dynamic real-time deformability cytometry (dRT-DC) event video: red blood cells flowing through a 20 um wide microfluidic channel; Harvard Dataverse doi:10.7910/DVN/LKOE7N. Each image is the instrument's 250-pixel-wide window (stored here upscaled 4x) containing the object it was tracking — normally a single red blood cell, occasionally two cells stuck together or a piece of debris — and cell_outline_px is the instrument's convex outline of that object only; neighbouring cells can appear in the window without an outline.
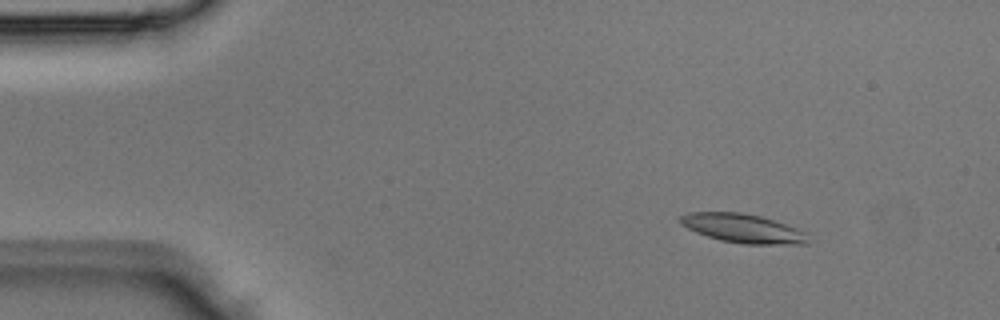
{"species": "Egyptian fruit bat (a non-hibernating species)", "species_latin": "Rousettus aegyptiacus", "temperature_condition": "room temperature", "stored_images_in_passage": 3, "camera_frame_rate_fps": 3000, "um_per_image_px": 0.085, "animal": {"sex": "male"}, "frame": {"image": 1, "passage_image": 1, "time_ms": 0.0, "image_size_px": [1000, 320], "cell_outline_px": [[808, 244], [744, 244], [720, 240], [696, 232], [680, 224], [680, 216], [688, 212], [744, 212], [760, 216], [796, 228], [804, 232]], "centroid_in_image_um": [63.1, 19.4], "position_along_channel_um": 21.9, "area_um2": 21.27}}
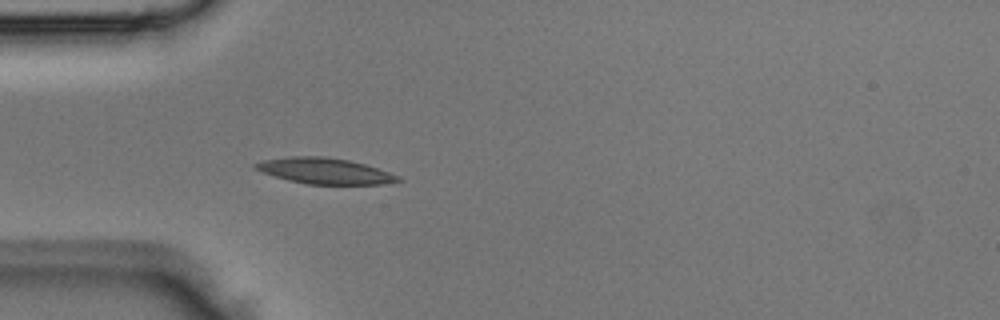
{"frame": {"image": 2, "passage_image": 3, "time_ms": 0.667, "image_size_px": [1000, 320], "cell_outline_px": [[404, 180], [380, 184], [308, 184], [288, 180], [252, 168], [252, 164], [264, 160], [288, 156], [324, 156], [348, 160], [364, 164], [400, 176]], "centroid_in_image_um": [27.58, 14.52], "position_along_channel_um": 57.4, "area_um2": 21.33}}